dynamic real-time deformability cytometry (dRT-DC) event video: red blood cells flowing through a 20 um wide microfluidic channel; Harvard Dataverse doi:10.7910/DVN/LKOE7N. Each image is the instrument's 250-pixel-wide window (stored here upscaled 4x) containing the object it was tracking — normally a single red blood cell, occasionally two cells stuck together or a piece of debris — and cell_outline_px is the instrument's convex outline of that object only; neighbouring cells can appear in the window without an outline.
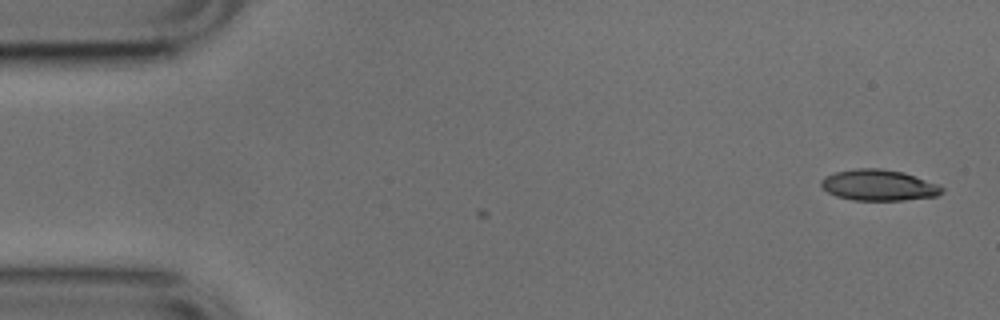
{"species": "common noctule bat (a hibernating species)", "species_latin": "Nyctalus noctula", "temperature_condition": "cold", "stored_images_in_passage": 3, "camera_frame_rate_fps": 3000, "um_per_image_px": 0.085, "animal": {"sex": "male", "body_mass_g": 17.9, "forearm_length_mm": 54.2}, "frame": {"image": 1, "passage_image": 3, "time_ms": 0.667, "image_size_px": [1000, 320], "cell_outline_px": [[944, 192], [936, 196], [904, 200], [852, 200], [836, 196], [828, 192], [820, 184], [820, 180], [836, 172], [856, 168], [880, 168], [904, 172], [940, 184], [944, 188]], "centroid_in_image_um": [74.74, 15.74], "position_along_channel_um": 10.3, "area_um2": 21.91}}